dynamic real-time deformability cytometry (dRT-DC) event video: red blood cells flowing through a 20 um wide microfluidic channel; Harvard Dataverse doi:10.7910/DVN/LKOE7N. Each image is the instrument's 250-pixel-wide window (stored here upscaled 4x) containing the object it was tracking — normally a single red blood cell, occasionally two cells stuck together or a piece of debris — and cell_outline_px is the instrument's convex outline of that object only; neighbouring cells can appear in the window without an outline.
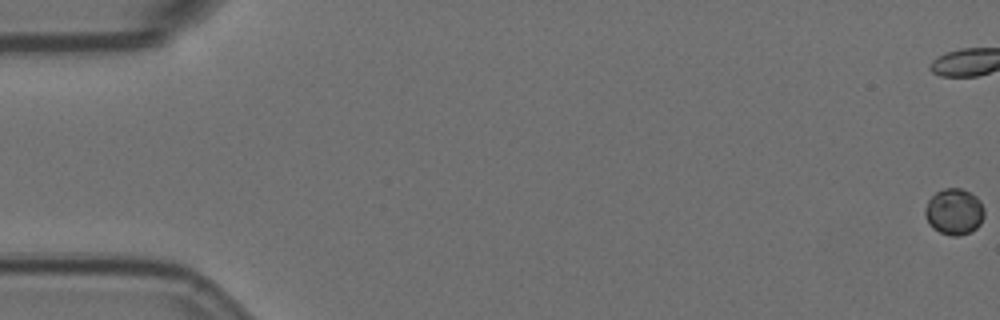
{"species": "Egyptian fruit bat (a non-hibernating species)", "species_latin": "Rousettus aegyptiacus", "temperature_condition": "room temperature", "stored_images_in_passage": 6, "camera_frame_rate_fps": 3000, "um_per_image_px": 0.085, "animal": {"sex": "female"}, "frame": {"image": 1, "passage_image": 1, "time_ms": 0.0, "image_size_px": [1000, 320], "cell_outline_px": [[984, 216], [980, 224], [976, 228], [960, 236], [952, 236], [940, 232], [924, 216], [924, 208], [928, 200], [936, 192], [944, 188], [960, 188], [976, 196], [980, 200], [984, 208]], "centroid_in_image_um": [81.11, 17.97], "position_along_channel_um": 3.9, "area_um2": 15.78}}